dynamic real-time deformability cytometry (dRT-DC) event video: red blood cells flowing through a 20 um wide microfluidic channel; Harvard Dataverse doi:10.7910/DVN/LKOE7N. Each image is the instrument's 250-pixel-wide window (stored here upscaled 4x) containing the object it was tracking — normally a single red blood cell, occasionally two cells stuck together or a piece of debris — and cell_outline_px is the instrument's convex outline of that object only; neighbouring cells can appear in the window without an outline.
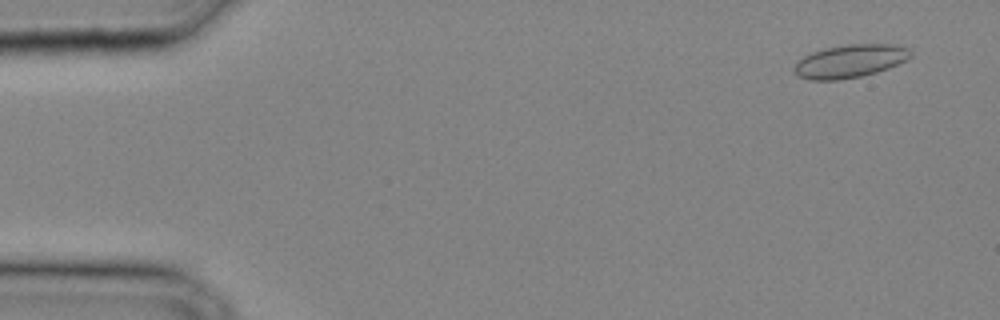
{"species": "common noctule bat (a hibernating species)", "species_latin": "Nyctalus noctula", "temperature_condition": "cold", "stored_images_in_passage": 13, "camera_frame_rate_fps": 3000, "um_per_image_px": 0.085, "animal": {"sex": "male", "body_mass_g": 20.4}, "frame": {"image": 1, "passage_image": 2, "time_ms": 0.333, "image_size_px": [1000, 320], "cell_outline_px": [[912, 56], [888, 68], [876, 72], [860, 76], [840, 80], [812, 80], [796, 76], [792, 68], [804, 56], [812, 52], [824, 48], [848, 44], [892, 44], [908, 48], [912, 52]], "centroid_in_image_um": [72.22, 5.2], "position_along_channel_um": 12.8, "area_um2": 22.37}}
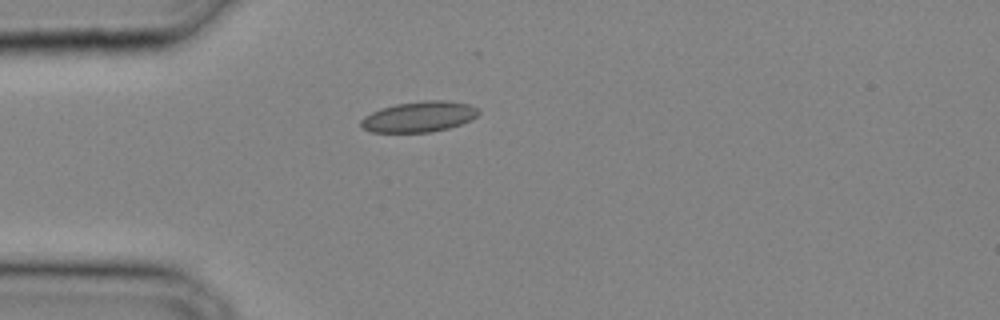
{"frame": {"image": 2, "passage_image": 9, "time_ms": 2.667, "image_size_px": [1000, 320], "cell_outline_px": [[480, 112], [476, 116], [460, 124], [448, 128], [432, 132], [372, 132], [364, 128], [360, 124], [360, 120], [364, 116], [380, 108], [396, 104], [424, 100], [448, 100], [468, 104], [476, 108]], "centroid_in_image_um": [35.6, 9.91], "position_along_channel_um": 49.4, "area_um2": 20.87}}
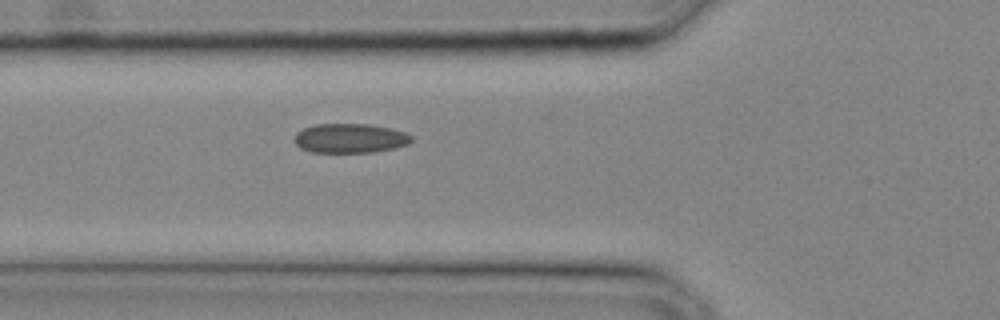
{"frame": {"image": 3, "passage_image": 12, "time_ms": 3.667, "image_size_px": [1000, 320], "cell_outline_px": [[412, 140], [408, 144], [392, 148], [372, 152], [312, 152], [300, 148], [296, 144], [296, 132], [304, 128], [316, 124], [368, 124], [392, 128], [404, 132], [412, 136]], "centroid_in_image_um": [29.76, 11.74], "position_along_channel_um": 96.0, "area_um2": 19.88}}